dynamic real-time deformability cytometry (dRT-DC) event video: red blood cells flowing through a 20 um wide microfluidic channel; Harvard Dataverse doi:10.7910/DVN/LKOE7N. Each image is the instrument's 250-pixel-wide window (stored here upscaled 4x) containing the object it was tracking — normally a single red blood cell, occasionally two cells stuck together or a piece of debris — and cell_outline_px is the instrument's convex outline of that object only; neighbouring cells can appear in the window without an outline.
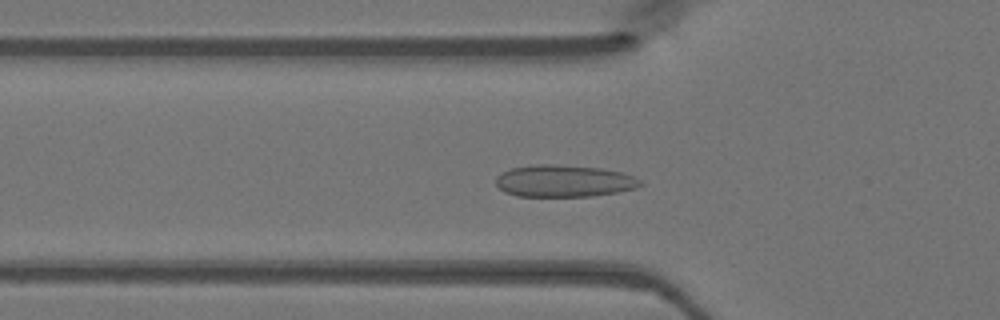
{"species": "Egyptian fruit bat (a non-hibernating species)", "species_latin": "Rousettus aegyptiacus", "temperature_condition": "warm", "stored_images_in_passage": 42, "camera_frame_rate_fps": 3000, "um_per_image_px": 0.085, "animal": {"sex": "female"}, "frame": {"image": 1, "passage_image": 10, "time_ms": 3.0, "image_size_px": [1000, 320], "cell_outline_px": [[644, 184], [636, 188], [616, 192], [592, 196], [516, 196], [504, 192], [496, 184], [496, 176], [500, 172], [512, 168], [536, 164], [552, 164], [600, 168], [620, 172], [636, 176]], "centroid_in_image_um": [47.93, 15.38], "position_along_channel_um": 77.9, "area_um2": 26.99}}
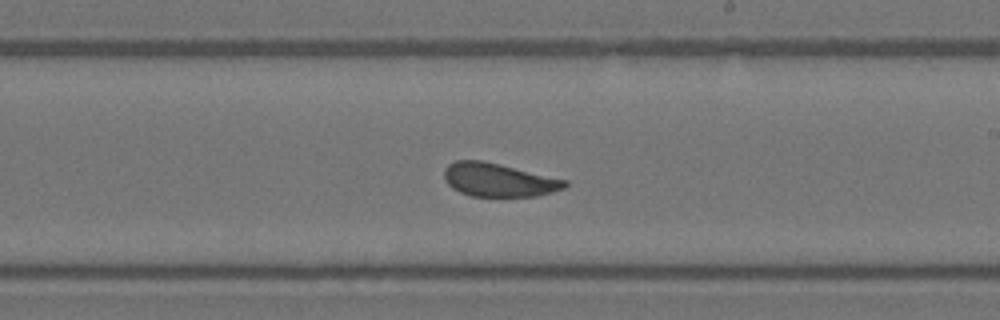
{"frame": {"image": 2, "passage_image": 22, "time_ms": 7.0, "image_size_px": [1000, 320], "cell_outline_px": [[568, 184], [564, 188], [552, 192], [536, 196], [472, 196], [460, 192], [452, 188], [444, 180], [444, 168], [448, 164], [456, 160], [480, 160], [500, 164], [568, 180]], "centroid_in_image_um": [42.37, 15.29], "position_along_channel_um": 246.6, "area_um2": 23.52}}
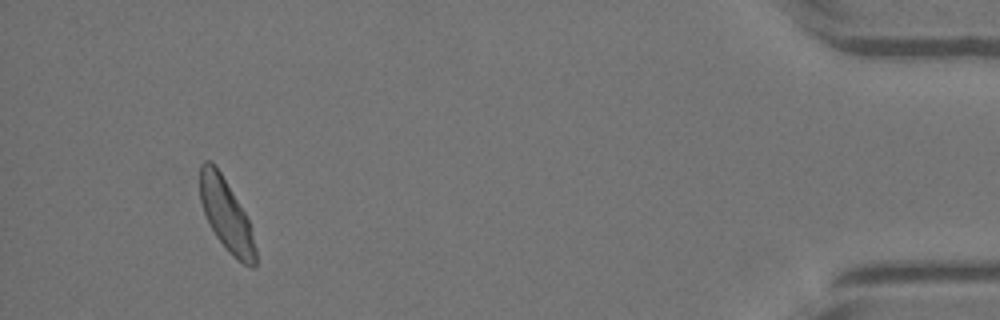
{"frame": {"image": 3, "passage_image": 39, "time_ms": 12.667, "image_size_px": [1000, 320], "cell_outline_px": [[256, 268], [252, 268], [236, 260], [228, 252], [216, 236], [204, 212], [200, 200], [200, 164], [204, 160], [212, 160], [216, 164], [244, 212], [248, 220], [256, 248]], "centroid_in_image_um": [19.23, 18.27], "position_along_channel_um": 416.0, "area_um2": 23.18}}